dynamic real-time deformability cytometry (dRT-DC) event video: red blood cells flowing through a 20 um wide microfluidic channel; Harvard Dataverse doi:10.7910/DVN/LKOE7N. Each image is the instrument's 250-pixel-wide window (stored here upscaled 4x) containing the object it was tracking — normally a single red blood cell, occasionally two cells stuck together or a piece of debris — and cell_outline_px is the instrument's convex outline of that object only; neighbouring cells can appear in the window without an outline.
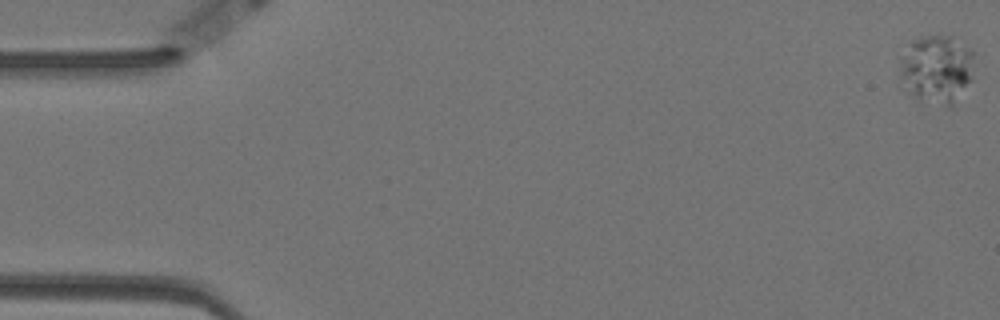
{"species": "Egyptian fruit bat (a non-hibernating species)", "species_latin": "Rousettus aegyptiacus", "temperature_condition": "warm", "stored_images_in_passage": 14, "camera_frame_rate_fps": 3000, "um_per_image_px": 0.085, "animal": {"sex": "female"}, "frame": {"image": 1, "passage_image": 1, "time_ms": 0.0, "image_size_px": [1000, 320], "cell_outline_px": [[972, 80], [952, 104], [948, 108], [916, 100], [908, 96], [900, 76], [900, 60], [908, 40], [920, 36], [952, 36], [972, 52]], "centroid_in_image_um": [79.54, 5.9], "position_along_channel_um": 5.5, "area_um2": 30.17}}